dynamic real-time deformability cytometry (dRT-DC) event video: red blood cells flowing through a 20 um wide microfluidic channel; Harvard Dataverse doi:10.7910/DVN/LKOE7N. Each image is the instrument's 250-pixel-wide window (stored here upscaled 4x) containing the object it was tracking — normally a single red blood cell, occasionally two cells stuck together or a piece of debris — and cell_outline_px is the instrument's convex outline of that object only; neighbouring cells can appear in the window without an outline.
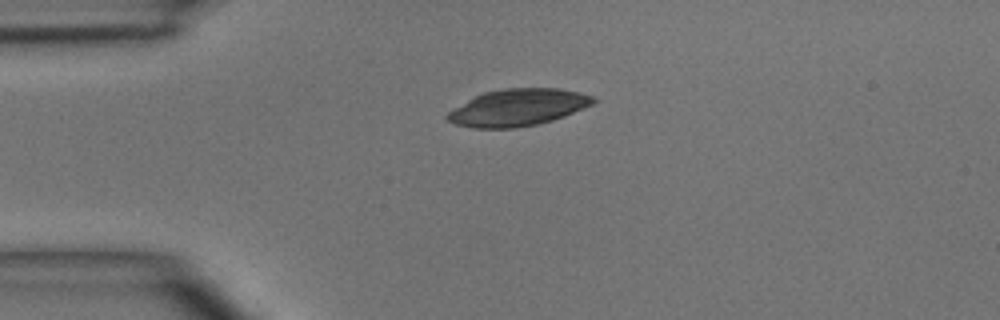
{"species": "common noctule bat (a hibernating species)", "species_latin": "Nyctalus noctula", "temperature_condition": "room temperature", "stored_images_in_passage": 3, "camera_frame_rate_fps": 3000, "um_per_image_px": 0.085, "animal": {"sex": "male", "body_mass_g": 15.6}, "frame": {"image": 1, "passage_image": 1, "time_ms": 0.0, "image_size_px": [1000, 320], "cell_outline_px": [[596, 100], [592, 104], [564, 116], [552, 120], [536, 124], [516, 128], [472, 128], [456, 124], [448, 120], [444, 116], [448, 112], [468, 100], [484, 92], [504, 88], [556, 88], [580, 92], [592, 96]], "centroid_in_image_um": [44.01, 9.14], "position_along_channel_um": 41.0, "area_um2": 31.1}}
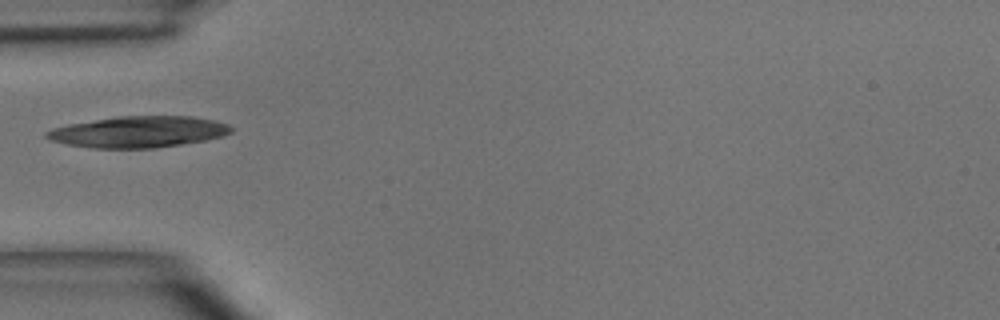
{"frame": {"image": 2, "passage_image": 2, "time_ms": 1.333, "image_size_px": [1000, 320], "cell_outline_px": [[232, 132], [224, 136], [204, 140], [156, 148], [92, 148], [68, 144], [52, 140], [44, 136], [44, 132], [52, 128], [68, 124], [116, 116], [192, 116], [212, 120], [228, 124], [232, 128]], "centroid_in_image_um": [11.76, 11.2], "position_along_channel_um": 73.2, "area_um2": 33.58}}